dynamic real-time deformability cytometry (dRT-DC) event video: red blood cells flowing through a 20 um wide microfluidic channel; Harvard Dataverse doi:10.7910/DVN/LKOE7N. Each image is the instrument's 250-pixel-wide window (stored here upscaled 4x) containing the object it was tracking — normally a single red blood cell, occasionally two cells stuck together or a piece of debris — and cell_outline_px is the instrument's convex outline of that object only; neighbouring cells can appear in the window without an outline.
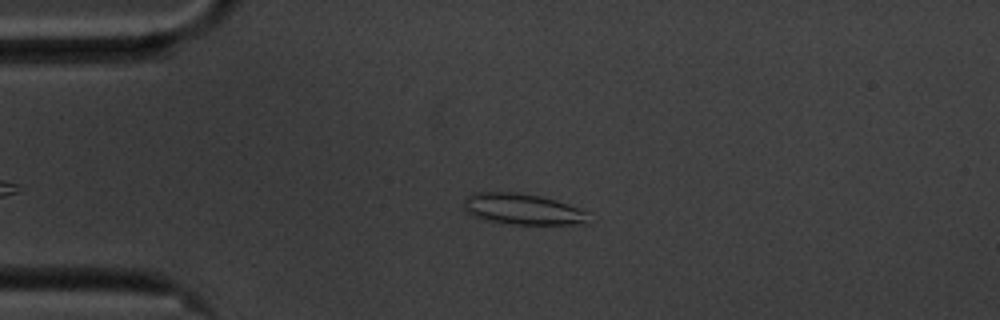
{"species": "common noctule bat (a hibernating species)", "species_latin": "Nyctalus noctula", "temperature_condition": "cold", "stored_images_in_passage": 46, "camera_frame_rate_fps": 3000, "um_per_image_px": 0.085, "animal": {"sex": "male", "body_mass_g": 20.1, "forearm_length_mm": 53.5}, "frame": {"image": 1, "passage_image": 7, "time_ms": 2.0, "image_size_px": [1000, 320], "cell_outline_px": [[588, 212], [584, 224], [516, 224], [484, 220], [472, 216], [464, 208], [464, 200], [472, 192], [516, 192], [540, 196], [556, 200], [568, 204]], "centroid_in_image_um": [44.38, 17.76], "position_along_channel_um": 40.6, "area_um2": 22.37}}
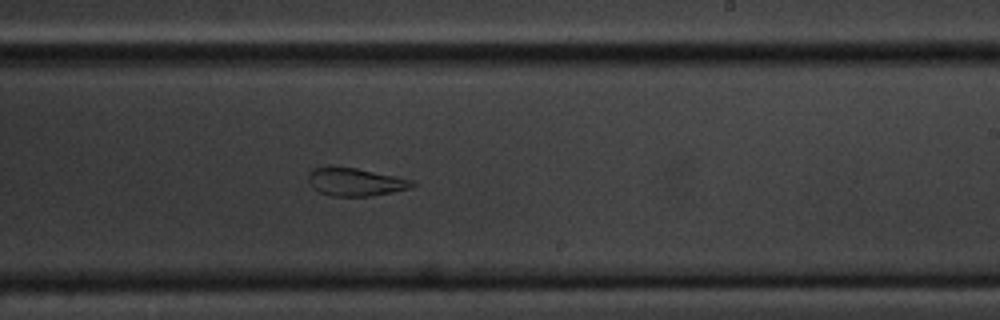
{"frame": {"image": 2, "passage_image": 28, "time_ms": 9.0, "image_size_px": [1000, 320], "cell_outline_px": [[416, 184], [412, 188], [372, 196], [332, 196], [320, 192], [312, 188], [308, 184], [308, 172], [312, 168], [328, 164], [356, 168], [396, 176], [412, 180]], "centroid_in_image_um": [30.14, 15.44], "position_along_channel_um": 258.9, "area_um2": 17.46}}
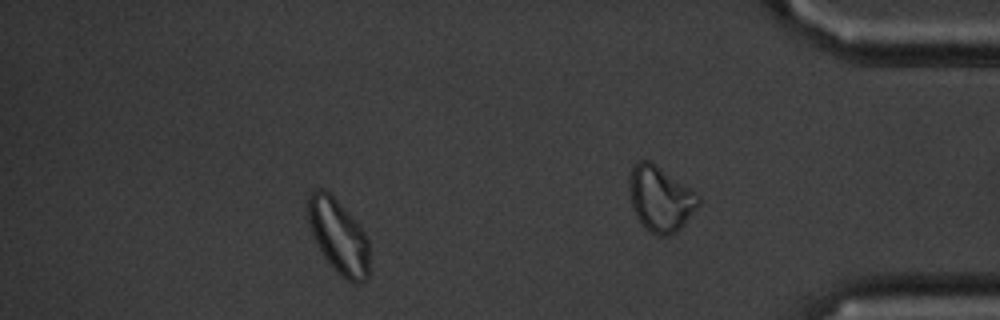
{"frame": {"image": 3, "passage_image": 39, "time_ms": 12.667, "image_size_px": [1000, 320], "cell_outline_px": [[368, 276], [360, 284], [352, 284], [344, 280], [332, 268], [324, 256], [312, 232], [308, 220], [304, 200], [316, 188], [320, 188], [328, 192], [352, 216], [364, 232], [368, 240]], "centroid_in_image_um": [28.75, 20.1], "position_along_channel_um": 406.5, "area_um2": 26.7}, "authors_computed_cell_mechanics": {"area_um2": 19.7387, "velocity_mm_per_s": 3.4867, "shape_relaxation_time_tau1_ms": null, "shape_relaxation_time_tau2_ms": 3.7036, "deformation_change_tau1": null, "deformation_change_tau2": 0.1185}}